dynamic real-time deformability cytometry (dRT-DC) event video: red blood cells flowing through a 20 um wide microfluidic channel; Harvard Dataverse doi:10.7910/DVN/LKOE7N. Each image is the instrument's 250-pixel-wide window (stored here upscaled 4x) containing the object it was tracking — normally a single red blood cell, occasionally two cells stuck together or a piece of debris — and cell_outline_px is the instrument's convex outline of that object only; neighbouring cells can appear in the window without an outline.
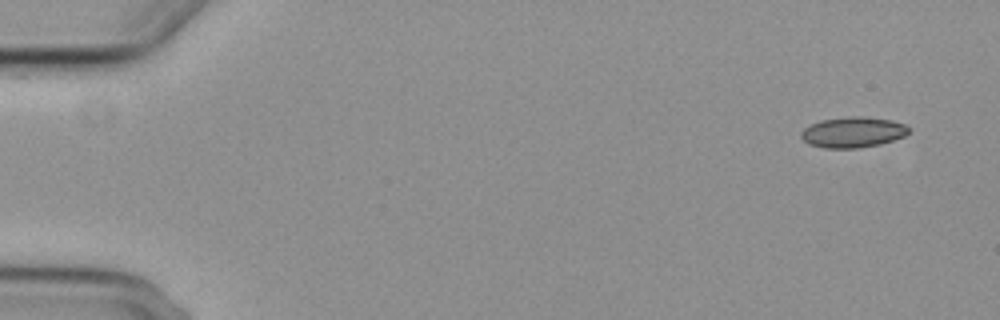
{"species": "common noctule bat (a hibernating species)", "species_latin": "Nyctalus noctula", "temperature_condition": "cold", "stored_images_in_passage": 5, "camera_frame_rate_fps": 3000, "um_per_image_px": 0.085, "animal": {"sex": "female", "body_mass_g": 29.2, "forearm_length_mm": 56.3}, "frame": {"image": 1, "passage_image": 1, "time_ms": 0.0, "image_size_px": [1000, 320], "cell_outline_px": [[912, 128], [904, 136], [880, 144], [860, 148], [824, 148], [808, 144], [800, 136], [800, 132], [804, 128], [820, 120], [848, 116], [864, 116], [892, 120], [904, 124]], "centroid_in_image_um": [72.49, 11.23], "position_along_channel_um": 12.5, "area_um2": 19.36}}
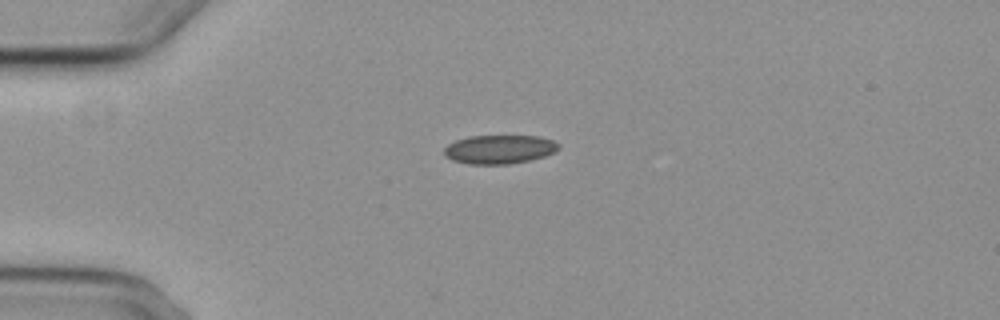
{"frame": {"image": 2, "passage_image": 4, "time_ms": 3.667, "image_size_px": [1000, 320], "cell_outline_px": [[560, 148], [556, 152], [544, 156], [528, 160], [508, 164], [468, 164], [452, 160], [444, 156], [444, 148], [448, 144], [456, 140], [472, 136], [540, 136], [552, 140], [560, 144]], "centroid_in_image_um": [42.45, 12.69], "position_along_channel_um": 42.5, "area_um2": 19.25}}